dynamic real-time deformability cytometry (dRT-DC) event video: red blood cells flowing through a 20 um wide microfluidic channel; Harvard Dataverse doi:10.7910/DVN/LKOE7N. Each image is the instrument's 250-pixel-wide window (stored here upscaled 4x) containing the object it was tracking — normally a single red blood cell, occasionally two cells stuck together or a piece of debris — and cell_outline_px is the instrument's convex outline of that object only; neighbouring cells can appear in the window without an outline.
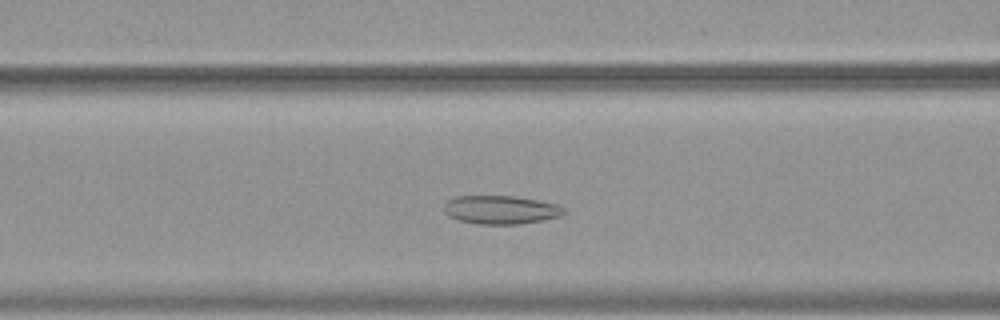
{"species": "common noctule bat (a hibernating species)", "species_latin": "Nyctalus noctula", "temperature_condition": "warm", "stored_images_in_passage": 48, "camera_frame_rate_fps": 3000, "um_per_image_px": 0.085, "animal": {"sex": "female", "body_mass_g": 19.9}, "frame": {"image": 1, "passage_image": 15, "time_ms": 4.667, "image_size_px": [1000, 320], "cell_outline_px": [[568, 212], [560, 216], [544, 220], [520, 224], [476, 224], [460, 220], [448, 216], [444, 212], [444, 204], [452, 196], [516, 196], [556, 204], [564, 208]], "centroid_in_image_um": [42.56, 17.83], "position_along_channel_um": 124.0, "area_um2": 20.06}}
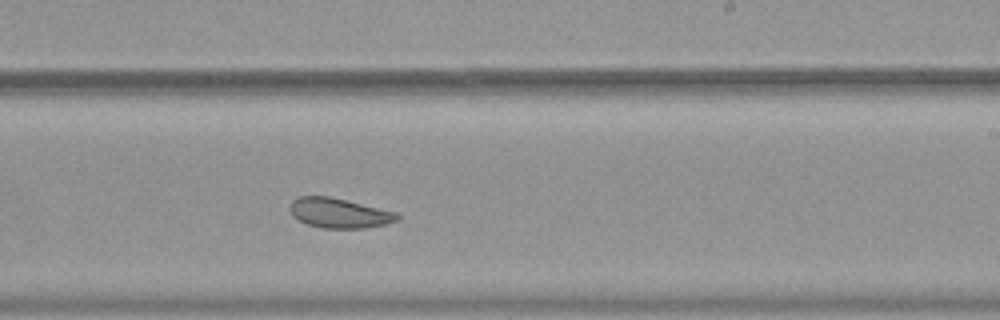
{"frame": {"image": 2, "passage_image": 26, "time_ms": 8.333, "image_size_px": [1000, 320], "cell_outline_px": [[400, 216], [396, 220], [384, 224], [364, 228], [324, 228], [308, 224], [292, 216], [292, 200], [300, 196], [328, 196], [400, 212]], "centroid_in_image_um": [28.88, 18.1], "position_along_channel_um": 260.1, "area_um2": 18.44}}
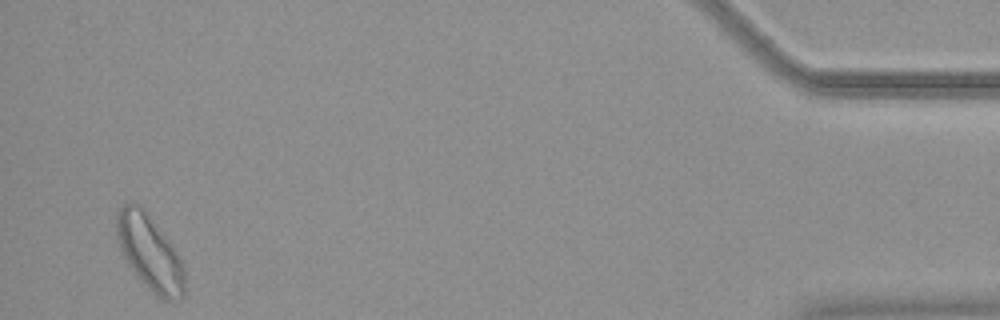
{"frame": {"image": 3, "passage_image": 45, "time_ms": 14.667, "image_size_px": [1000, 320], "cell_outline_px": [[184, 296], [180, 300], [164, 300], [152, 292], [136, 276], [124, 260], [120, 252], [116, 236], [116, 212], [124, 204], [140, 204], [144, 208], [172, 244], [184, 268]], "centroid_in_image_um": [12.7, 21.48], "position_along_channel_um": 422.5, "area_um2": 30.0}, "authors_computed_cell_mechanics": {"area_um2": 22.1663, "velocity_mm_per_s": 3.7275, "shape_relaxation_time_tau1_ms": null, "shape_relaxation_time_tau2_ms": 2.9623, "deformation_change_tau1": null, "deformation_change_tau2": 0.0759}}